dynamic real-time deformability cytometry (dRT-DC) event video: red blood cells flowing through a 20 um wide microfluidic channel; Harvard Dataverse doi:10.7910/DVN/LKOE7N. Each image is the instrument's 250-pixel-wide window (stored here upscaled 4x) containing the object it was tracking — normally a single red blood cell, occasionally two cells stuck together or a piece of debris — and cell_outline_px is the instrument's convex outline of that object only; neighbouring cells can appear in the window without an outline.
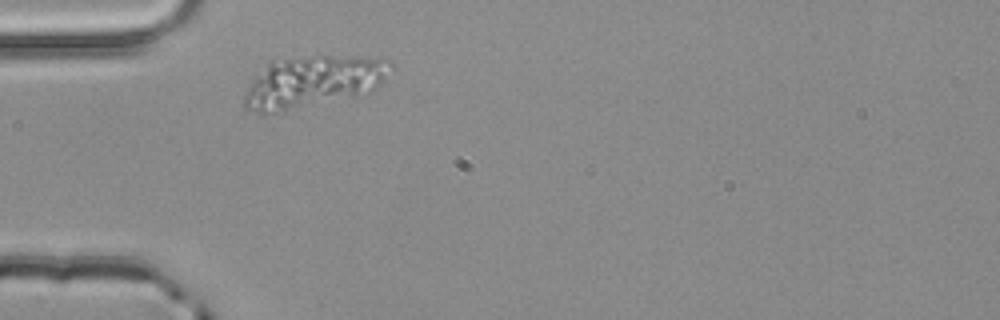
{"species": "common noctule bat (a hibernating species)", "species_latin": "Nyctalus noctula", "temperature_condition": "room temperature", "stored_images_in_passage": 1, "camera_frame_rate_fps": 3000, "um_per_image_px": 0.085, "animal": {"sex": "male", "body_mass_g": 20.4}, "frame": {"image": 1, "passage_image": 1, "time_ms": 0.0, "image_size_px": [1000, 320], "cell_outline_px": [[396, 68], [372, 92], [356, 96], [284, 112], [256, 112], [244, 108], [244, 96], [252, 80], [272, 60], [320, 56], [360, 56], [392, 60], [396, 64]], "centroid_in_image_um": [26.71, 6.94], "position_along_channel_um": 58.3, "area_um2": 44.33}}